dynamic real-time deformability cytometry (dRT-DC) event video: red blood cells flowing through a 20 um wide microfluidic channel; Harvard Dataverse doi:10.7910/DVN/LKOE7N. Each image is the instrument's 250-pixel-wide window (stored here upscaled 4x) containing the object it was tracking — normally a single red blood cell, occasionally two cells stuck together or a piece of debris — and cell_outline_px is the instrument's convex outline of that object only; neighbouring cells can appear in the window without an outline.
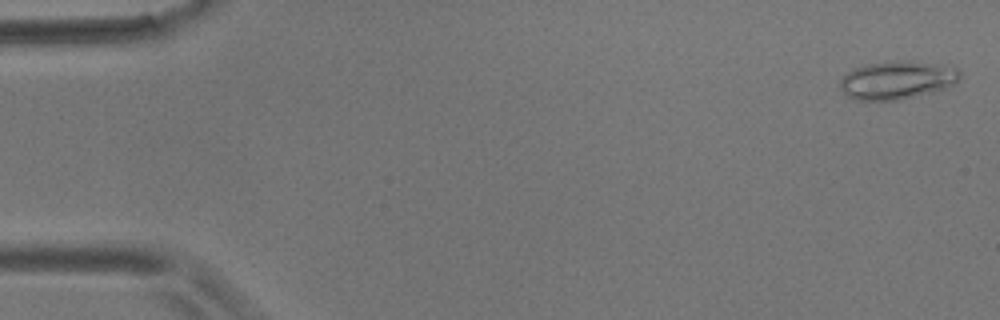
{"species": "common noctule bat (a hibernating species)", "species_latin": "Nyctalus noctula", "temperature_condition": "room temperature", "stored_images_in_passage": 3, "camera_frame_rate_fps": 3000, "um_per_image_px": 0.085, "animal": {"sex": "male", "body_mass_g": 17.9}, "frame": {"image": 1, "passage_image": 1, "time_ms": 0.0, "image_size_px": [1000, 320], "cell_outline_px": [[960, 80], [956, 84], [944, 88], [896, 100], [856, 100], [848, 96], [840, 88], [840, 80], [852, 68], [868, 64], [896, 60], [908, 60], [944, 64], [956, 68], [960, 72]], "centroid_in_image_um": [76.27, 6.78], "position_along_channel_um": 8.7, "area_um2": 26.65}}